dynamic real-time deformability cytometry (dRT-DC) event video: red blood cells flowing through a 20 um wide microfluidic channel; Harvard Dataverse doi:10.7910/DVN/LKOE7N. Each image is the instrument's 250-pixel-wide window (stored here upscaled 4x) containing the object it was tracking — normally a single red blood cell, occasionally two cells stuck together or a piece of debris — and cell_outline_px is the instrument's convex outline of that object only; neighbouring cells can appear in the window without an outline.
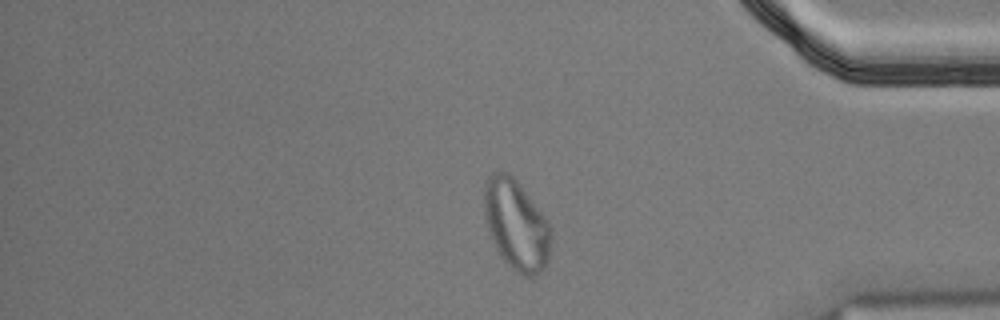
{"species": "Egyptian fruit bat (a non-hibernating species)", "species_latin": "Rousettus aegyptiacus", "temperature_condition": "cold", "stored_images_in_passage": 55, "segment_of_instrument_passage": [2, 2], "camera_frame_rate_fps": 3000, "um_per_image_px": 0.085, "animal": {"sex": "male"}, "frame": {"image": 1, "passage_image": 46, "time_ms": 15.0, "image_size_px": [1000, 320], "cell_outline_px": [[552, 236], [548, 260], [544, 268], [540, 272], [532, 276], [524, 276], [516, 272], [500, 256], [496, 248], [488, 228], [484, 212], [484, 184], [488, 176], [492, 172], [500, 168], [508, 172], [516, 180], [548, 220], [552, 232]], "centroid_in_image_um": [43.88, 19.08], "position_along_channel_um": 391.3, "area_um2": 35.32}}